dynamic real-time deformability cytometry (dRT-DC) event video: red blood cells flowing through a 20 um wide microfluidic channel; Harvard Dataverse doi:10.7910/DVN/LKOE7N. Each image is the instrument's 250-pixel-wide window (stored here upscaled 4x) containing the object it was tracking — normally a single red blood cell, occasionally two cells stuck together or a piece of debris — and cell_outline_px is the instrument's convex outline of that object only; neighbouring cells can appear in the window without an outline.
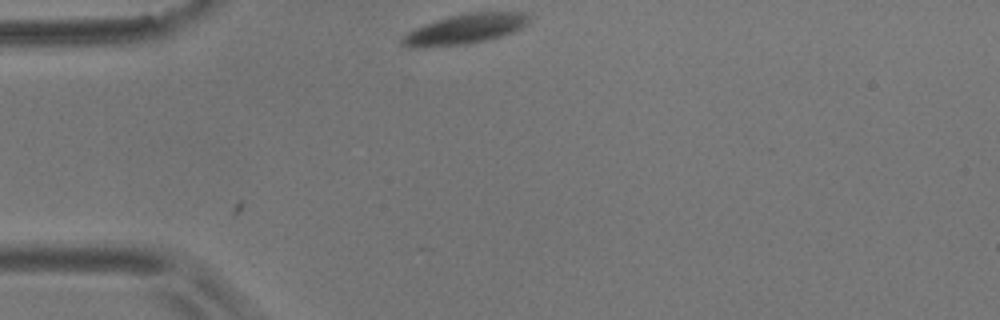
{"species": "common noctule bat (a hibernating species)", "species_latin": "Nyctalus noctula", "temperature_condition": "room temperature", "stored_images_in_passage": 3, "camera_frame_rate_fps": 3000, "um_per_image_px": 0.085, "animal": {"sex": "male", "body_mass_g": 17.9}, "frame": {"image": 1, "passage_image": 3, "time_ms": 0.667, "image_size_px": [1000, 320], "cell_outline_px": [[532, 20], [528, 24], [512, 32], [500, 36], [468, 44], [420, 48], [408, 48], [400, 44], [400, 40], [408, 32], [416, 28], [448, 16], [472, 12], [528, 12], [532, 16]], "centroid_in_image_um": [39.55, 2.47], "position_along_channel_um": 45.5, "area_um2": 22.25}}